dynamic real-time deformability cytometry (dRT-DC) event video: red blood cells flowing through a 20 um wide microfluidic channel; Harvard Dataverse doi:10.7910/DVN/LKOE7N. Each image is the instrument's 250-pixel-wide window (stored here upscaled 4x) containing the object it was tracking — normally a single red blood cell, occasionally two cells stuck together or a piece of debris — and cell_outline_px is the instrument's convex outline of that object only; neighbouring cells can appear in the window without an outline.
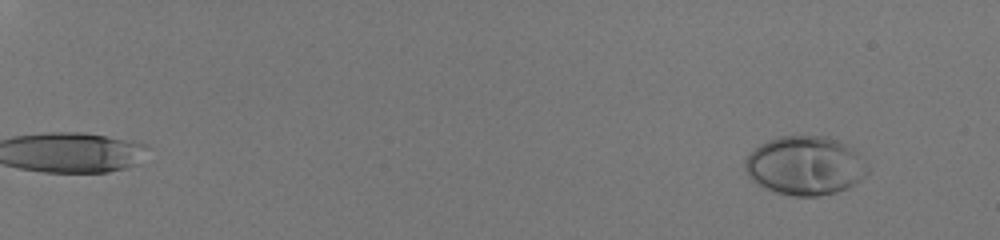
{"species": "human", "species_latin": "Homo sapiens", "temperature_condition": "room temperature", "stored_images_in_passage": 57, "camera_frame_rate_fps": 3000, "um_per_image_px": 0.085, "donor": {"sex": "male"}, "frame": {"image": 1, "passage_image": 6, "time_ms": 1.667, "image_size_px": [1000, 240], "cell_outline_px": [[868, 172], [860, 180], [848, 188], [836, 192], [816, 196], [792, 196], [776, 192], [752, 180], [748, 176], [744, 168], [744, 160], [760, 144], [768, 140], [780, 136], [828, 136], [840, 140], [852, 148], [868, 164]], "centroid_in_image_um": [68.45, 14.07], "position_along_channel_um": 16.5, "area_um2": 42.02}}
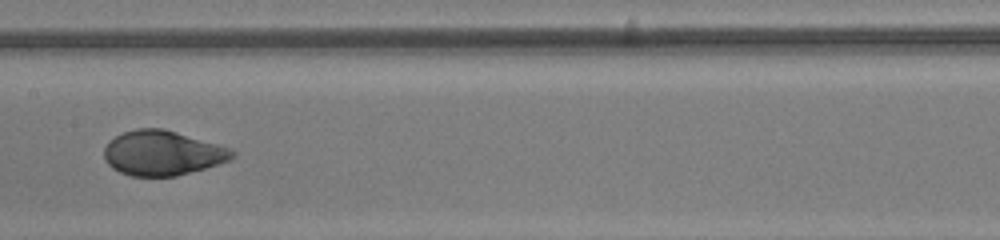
{"frame": {"image": 2, "passage_image": 36, "time_ms": 11.667, "image_size_px": [1000, 240], "cell_outline_px": [[236, 156], [228, 160], [204, 168], [176, 176], [132, 176], [120, 172], [112, 168], [104, 160], [104, 148], [116, 136], [124, 132], [136, 128], [164, 128], [216, 144], [228, 148], [236, 152]], "centroid_in_image_um": [13.78, 13.01], "position_along_channel_um": 193.6, "area_um2": 33.06}}
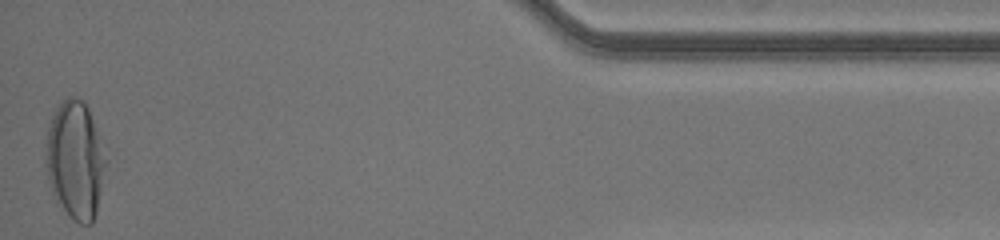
{"frame": {"image": 3, "passage_image": 57, "time_ms": 18.667, "image_size_px": [1000, 240], "cell_outline_px": [[108, 164], [96, 212], [92, 224], [80, 224], [72, 220], [56, 204], [52, 196], [44, 164], [48, 128], [52, 116], [56, 108], [68, 96], [76, 96], [84, 100], [88, 108], [108, 160]], "centroid_in_image_um": [6.39, 13.66], "position_along_channel_um": 428.8, "area_um2": 42.14}, "authors_computed_cell_mechanics": {"area_um2": 35.0268, "velocity_mm_per_s": 4.0924, "shape_relaxation_time_tau1_ms": 3.3472, "shape_relaxation_time_tau2_ms": null, "deformation_change_tau1": 0.1997, "deformation_change_tau2": null}}